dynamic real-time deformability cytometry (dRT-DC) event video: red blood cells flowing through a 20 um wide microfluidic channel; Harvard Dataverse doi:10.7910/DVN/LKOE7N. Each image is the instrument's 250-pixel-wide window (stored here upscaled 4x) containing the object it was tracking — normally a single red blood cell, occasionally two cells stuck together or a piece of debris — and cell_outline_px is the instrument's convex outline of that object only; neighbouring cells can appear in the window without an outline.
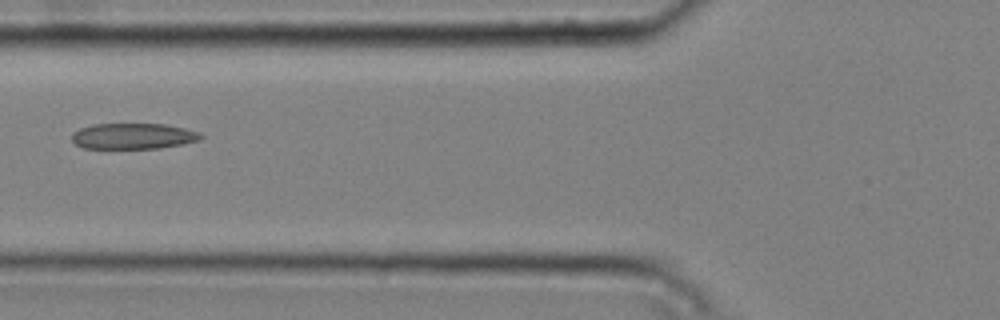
{"species": "common noctule bat (a hibernating species)", "species_latin": "Nyctalus noctula", "temperature_condition": "cold", "stored_images_in_passage": 2, "camera_frame_rate_fps": 3000, "um_per_image_px": 0.085, "animal": {"sex": "male", "body_mass_g": 20.4}, "frame": {"image": 1, "passage_image": 2, "time_ms": 0.333, "image_size_px": [1000, 320], "cell_outline_px": [[204, 136], [200, 140], [184, 144], [160, 148], [84, 148], [76, 144], [72, 140], [72, 132], [80, 128], [92, 124], [164, 124], [184, 128], [200, 132]], "centroid_in_image_um": [11.34, 11.57], "position_along_channel_um": 114.5, "area_um2": 19.48}}